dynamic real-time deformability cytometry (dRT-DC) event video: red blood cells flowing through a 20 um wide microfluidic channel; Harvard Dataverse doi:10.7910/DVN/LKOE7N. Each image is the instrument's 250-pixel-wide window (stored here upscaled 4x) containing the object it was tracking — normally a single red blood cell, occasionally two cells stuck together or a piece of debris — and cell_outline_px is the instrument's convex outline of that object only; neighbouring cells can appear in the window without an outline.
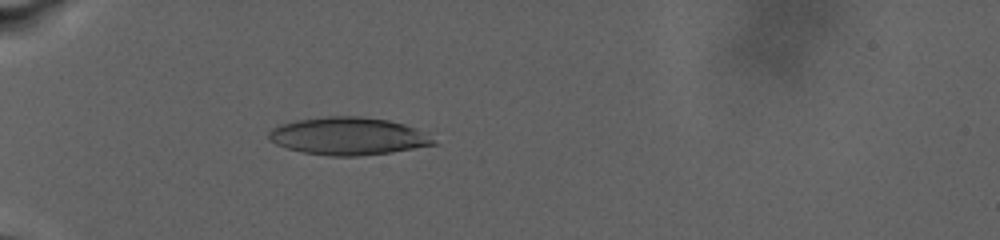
{"species": "human", "species_latin": "Homo sapiens", "temperature_condition": "warm", "stored_images_in_passage": 68, "camera_frame_rate_fps": 3000, "um_per_image_px": 0.085, "donor": {"sex": "male"}, "frame": {"image": 1, "passage_image": 27, "time_ms": 9.0, "image_size_px": [1000, 240], "cell_outline_px": [[440, 144], [392, 152], [356, 156], [328, 156], [304, 152], [288, 148], [276, 144], [268, 140], [268, 132], [272, 128], [280, 124], [296, 120], [328, 116], [360, 116], [388, 120], [404, 124], [428, 132]], "centroid_in_image_um": [29.65, 11.57], "position_along_channel_um": 55.4, "area_um2": 36.47}}
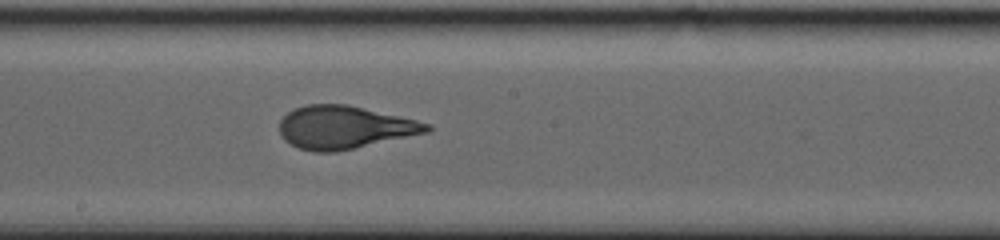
{"frame": {"image": 2, "passage_image": 44, "time_ms": 16.0, "image_size_px": [1000, 240], "cell_outline_px": [[432, 128], [428, 132], [336, 152], [312, 152], [300, 148], [284, 140], [280, 136], [280, 120], [288, 112], [296, 108], [308, 104], [348, 104], [416, 120], [432, 124]], "centroid_in_image_um": [29.27, 10.82], "position_along_channel_um": 218.9, "area_um2": 36.7}}
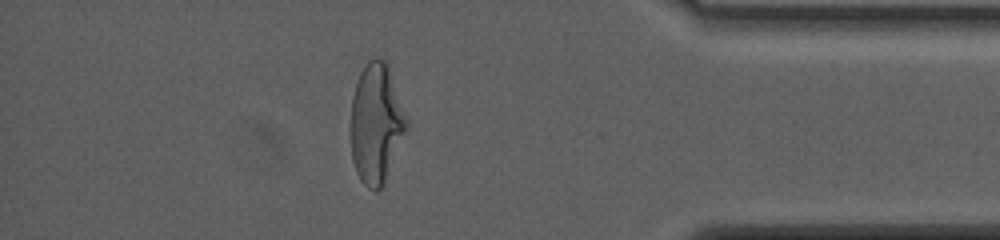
{"frame": {"image": 3, "passage_image": 62, "time_ms": 23.667, "image_size_px": [1000, 240], "cell_outline_px": [[408, 132], [384, 184], [376, 192], [368, 188], [360, 180], [356, 172], [352, 160], [352, 96], [360, 72], [368, 60], [376, 56], [380, 56], [388, 64], [408, 120]], "centroid_in_image_um": [32.02, 10.51], "position_along_channel_um": 403.2, "area_um2": 39.36}, "authors_computed_cell_mechanics": {"area_um2": 38.3792, "velocity_mm_per_s": 2.7099, "shape_relaxation_time_tau1_ms": 7.3377, "shape_relaxation_time_tau2_ms": null, "deformation_change_tau1": 0.2683, "deformation_change_tau2": null}}